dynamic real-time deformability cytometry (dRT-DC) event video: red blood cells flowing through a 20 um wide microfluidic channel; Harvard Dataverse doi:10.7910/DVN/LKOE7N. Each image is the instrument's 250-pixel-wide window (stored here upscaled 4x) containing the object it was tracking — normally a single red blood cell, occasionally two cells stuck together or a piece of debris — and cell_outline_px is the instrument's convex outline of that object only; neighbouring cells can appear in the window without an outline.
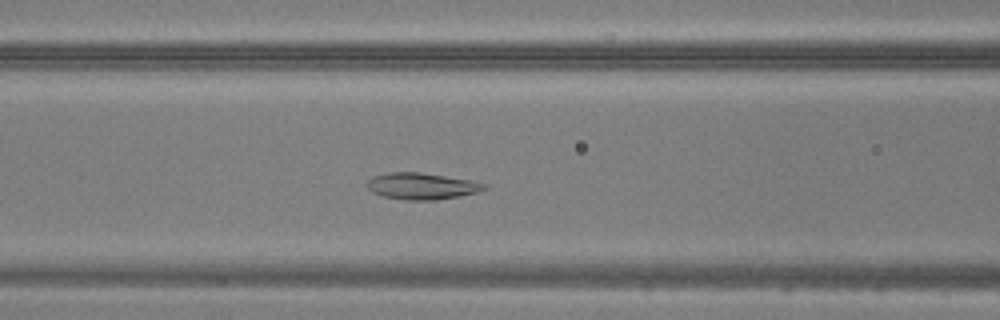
{"species": "common noctule bat (a hibernating species)", "species_latin": "Nyctalus noctula", "temperature_condition": "warm", "stored_images_in_passage": 19, "camera_frame_rate_fps": 3000, "um_per_image_px": 0.085, "animal": {"sex": "male", "body_mass_g": 20.5, "forearm_length_mm": 52.5}, "frame": {"image": 1, "passage_image": 16, "time_ms": 5.0, "image_size_px": [1000, 320], "cell_outline_px": [[488, 188], [476, 192], [460, 196], [436, 200], [404, 200], [384, 196], [372, 192], [364, 184], [372, 176], [388, 172], [420, 172], [468, 180], [488, 184]], "centroid_in_image_um": [35.81, 15.82], "position_along_channel_um": 130.8, "area_um2": 18.15}}
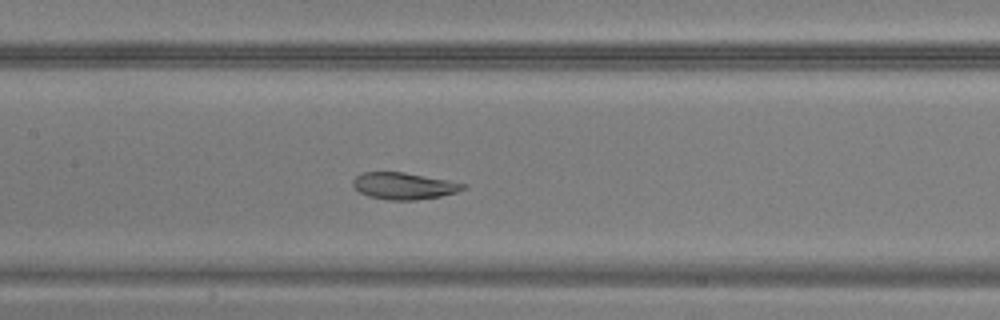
{"frame": {"image": 2, "passage_image": 19, "time_ms": 6.0, "image_size_px": [1000, 320], "cell_outline_px": [[468, 188], [456, 192], [440, 196], [416, 200], [388, 200], [368, 196], [360, 192], [352, 184], [352, 180], [356, 176], [364, 172], [404, 172], [448, 180], [468, 184]], "centroid_in_image_um": [34.36, 15.8], "position_along_channel_um": 173.0, "area_um2": 17.22}}